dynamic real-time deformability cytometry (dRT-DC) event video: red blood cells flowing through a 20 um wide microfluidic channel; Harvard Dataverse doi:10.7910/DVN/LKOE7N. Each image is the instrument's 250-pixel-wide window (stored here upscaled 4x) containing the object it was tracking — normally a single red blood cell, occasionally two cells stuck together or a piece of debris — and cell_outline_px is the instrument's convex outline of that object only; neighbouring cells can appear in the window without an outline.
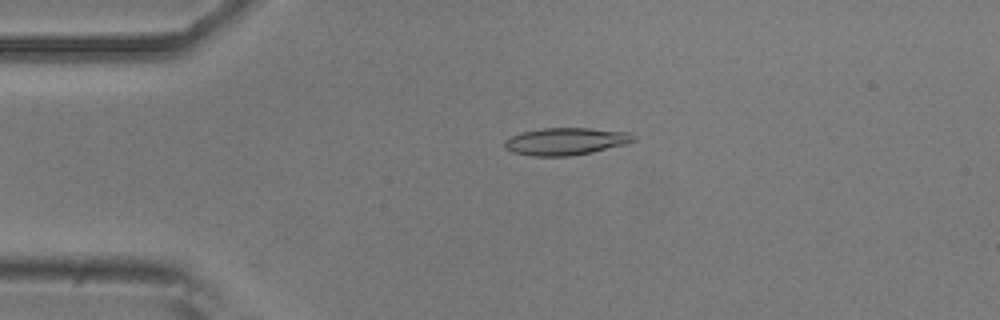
{"species": "common noctule bat (a hibernating species)", "species_latin": "Nyctalus noctula", "temperature_condition": "room temperature", "stored_images_in_passage": 49, "camera_frame_rate_fps": 3000, "um_per_image_px": 0.085, "animal": {"sex": "male", "body_mass_g": 20.5, "forearm_length_mm": 52.5}, "frame": {"image": 1, "passage_image": 11, "time_ms": 3.333, "image_size_px": [1000, 320], "cell_outline_px": [[636, 140], [624, 144], [592, 152], [572, 156], [532, 156], [512, 152], [504, 148], [504, 140], [520, 132], [544, 128], [588, 128], [628, 132], [636, 136]], "centroid_in_image_um": [48.06, 12.02], "position_along_channel_um": 36.9, "area_um2": 20.52}}
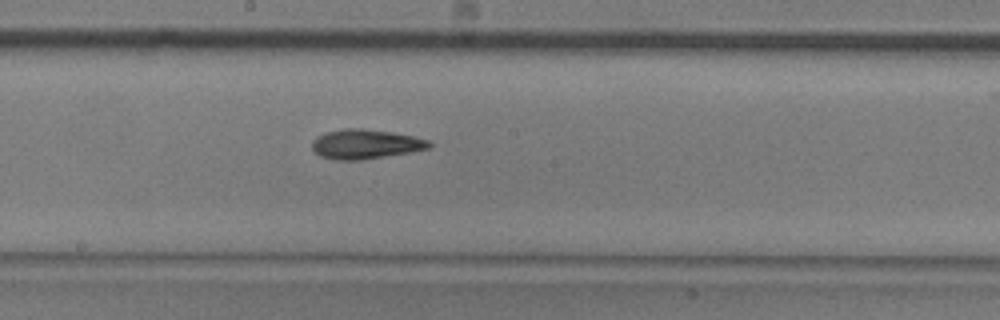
{"frame": {"image": 2, "passage_image": 27, "time_ms": 8.667, "image_size_px": [1000, 320], "cell_outline_px": [[432, 148], [360, 160], [336, 160], [320, 156], [312, 148], [312, 140], [316, 136], [328, 132], [348, 128], [360, 128], [392, 132], [412, 136], [428, 140], [432, 144]], "centroid_in_image_um": [31.06, 12.25], "position_along_channel_um": 217.1, "area_um2": 19.94}}
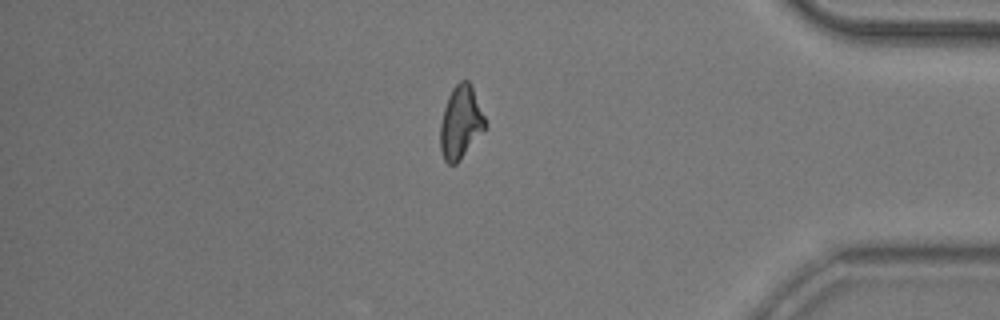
{"frame": {"image": 3, "passage_image": 43, "time_ms": 14.0, "image_size_px": [1000, 320], "cell_outline_px": [[488, 124], [484, 132], [460, 160], [456, 164], [448, 164], [444, 160], [440, 152], [440, 124], [444, 108], [448, 96], [452, 88], [460, 80], [468, 80], [472, 84]], "centroid_in_image_um": [39.18, 10.4], "position_along_channel_um": 396.0, "area_um2": 19.54}}